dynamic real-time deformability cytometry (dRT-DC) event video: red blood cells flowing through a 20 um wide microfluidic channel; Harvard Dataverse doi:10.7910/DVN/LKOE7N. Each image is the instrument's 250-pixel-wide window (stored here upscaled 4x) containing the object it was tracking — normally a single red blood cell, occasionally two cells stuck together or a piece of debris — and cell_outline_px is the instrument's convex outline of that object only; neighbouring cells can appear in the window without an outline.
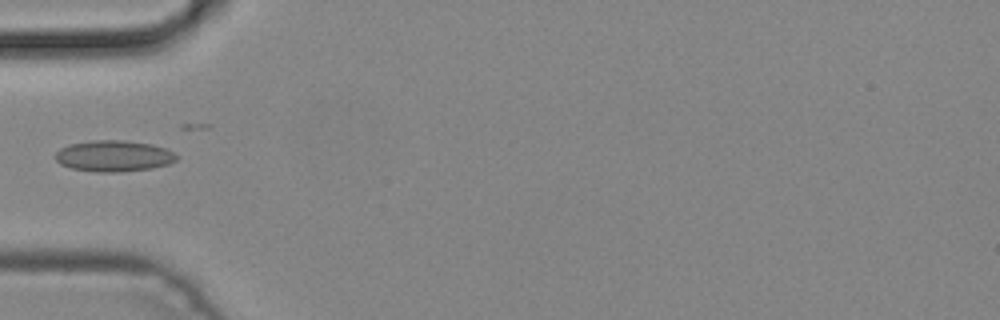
{"species": "common noctule bat (a hibernating species)", "species_latin": "Nyctalus noctula", "temperature_condition": "cold", "stored_images_in_passage": 2, "camera_frame_rate_fps": 3000, "um_per_image_px": 0.085, "animal": {"sex": "male", "body_mass_g": 19.2, "forearm_length_mm": 51.8}, "frame": {"image": 1, "passage_image": 2, "time_ms": 0.333, "image_size_px": [1000, 320], "cell_outline_px": [[176, 160], [168, 164], [152, 168], [120, 172], [96, 172], [72, 168], [60, 164], [56, 160], [56, 152], [60, 148], [68, 144], [92, 140], [124, 140], [152, 144], [164, 148], [172, 152], [176, 156]], "centroid_in_image_um": [9.64, 13.25], "position_along_channel_um": 75.4, "area_um2": 21.96}}